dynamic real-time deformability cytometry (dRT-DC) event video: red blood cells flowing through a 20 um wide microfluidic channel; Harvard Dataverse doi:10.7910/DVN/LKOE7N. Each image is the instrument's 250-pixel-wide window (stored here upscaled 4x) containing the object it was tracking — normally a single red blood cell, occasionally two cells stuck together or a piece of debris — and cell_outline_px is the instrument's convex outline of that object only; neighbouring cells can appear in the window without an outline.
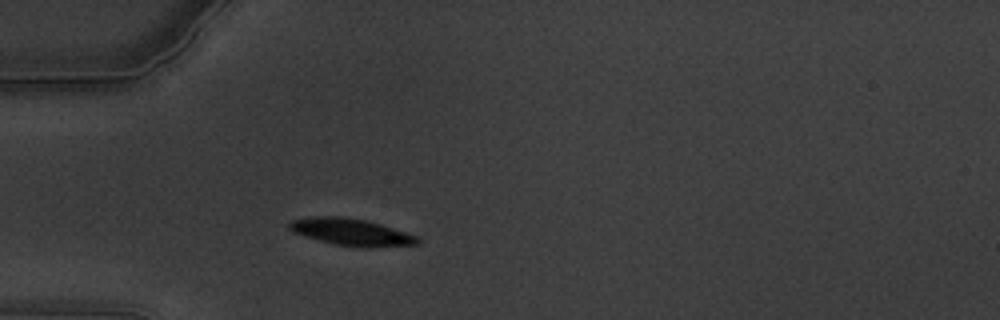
{"species": "common noctule bat (a hibernating species)", "species_latin": "Nyctalus noctula", "temperature_condition": "warm", "stored_images_in_passage": 50, "camera_frame_rate_fps": 3000, "um_per_image_px": 0.085, "animal": {"sex": "male", "body_mass_g": 19.5, "forearm_length_mm": 54.6}, "frame": {"image": 1, "passage_image": 7, "time_ms": 2.0, "image_size_px": [1000, 320], "cell_outline_px": [[420, 244], [368, 248], [336, 244], [304, 236], [292, 232], [288, 228], [288, 224], [292, 220], [316, 216], [340, 216], [368, 220], [420, 236]], "centroid_in_image_um": [29.91, 19.72], "position_along_channel_um": 55.1, "area_um2": 20.29}}
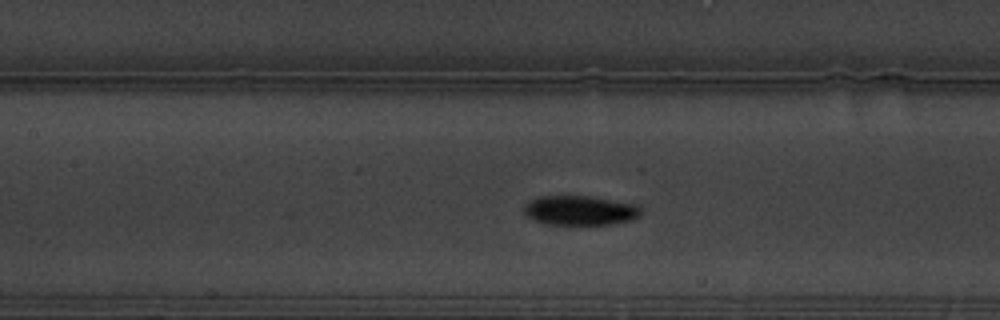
{"frame": {"image": 2, "passage_image": 17, "time_ms": 5.333, "image_size_px": [1000, 320], "cell_outline_px": [[640, 216], [632, 220], [612, 224], [548, 224], [532, 220], [524, 212], [524, 204], [528, 200], [536, 196], [588, 196], [636, 204], [640, 208]], "centroid_in_image_um": [49.26, 17.88], "position_along_channel_um": 158.1, "area_um2": 20.17}}
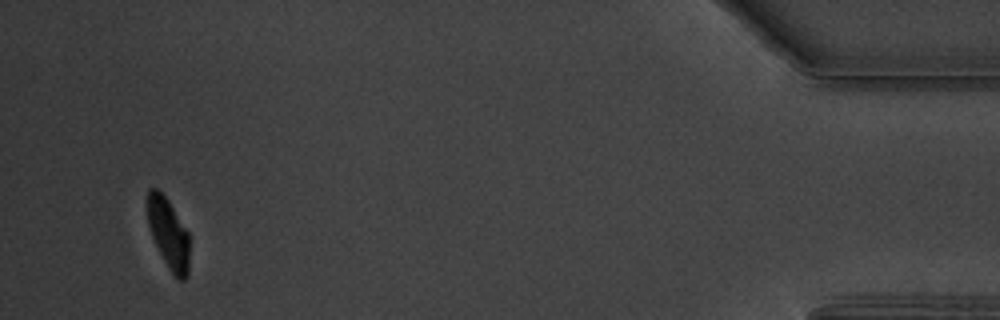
{"frame": {"image": 3, "passage_image": 47, "time_ms": 15.333, "image_size_px": [1000, 320], "cell_outline_px": [[188, 276], [184, 280], [176, 280], [168, 268], [152, 236], [148, 224], [144, 204], [148, 188], [156, 188], [168, 200], [188, 232]], "centroid_in_image_um": [14.27, 19.81], "position_along_channel_um": 420.9, "area_um2": 17.46}, "authors_computed_cell_mechanics": {"area_um2": 20.1144, "velocity_mm_per_s": 3.3569, "shape_relaxation_time_tau1_ms": 2.9517, "shape_relaxation_time_tau2_ms": 2.7299, "deformation_change_tau1": 0.1311, "deformation_change_tau2": 0.0541}}